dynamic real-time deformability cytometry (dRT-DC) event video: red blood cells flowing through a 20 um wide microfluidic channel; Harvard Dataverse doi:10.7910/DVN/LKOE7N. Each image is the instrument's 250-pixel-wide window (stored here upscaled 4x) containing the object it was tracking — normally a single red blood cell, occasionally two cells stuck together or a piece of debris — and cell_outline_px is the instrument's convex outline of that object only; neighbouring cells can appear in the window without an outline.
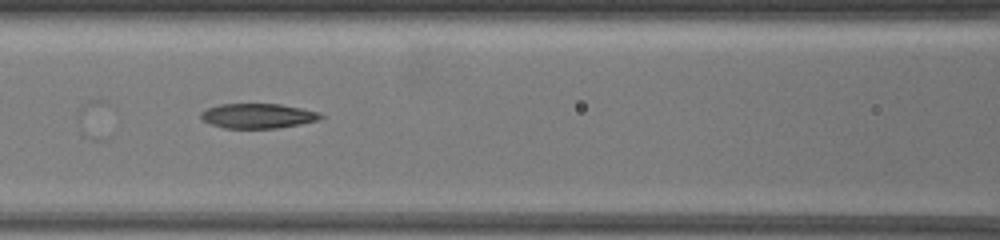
{"species": "common noctule bat (a hibernating species)", "species_latin": "Nyctalus noctula", "temperature_condition": "warm", "stored_images_in_passage": 5, "camera_frame_rate_fps": 3000, "um_per_image_px": 0.085, "animal": {"sex": "female", "body_mass_g": 19.5, "forearm_length_mm": 54.1}, "frame": {"image": 1, "passage_image": 4, "time_ms": 3.0, "image_size_px": [1000, 240], "cell_outline_px": [[324, 116], [316, 120], [300, 124], [276, 128], [224, 128], [212, 124], [204, 120], [200, 116], [200, 112], [208, 108], [220, 104], [280, 104], [320, 112]], "centroid_in_image_um": [21.91, 9.84], "position_along_channel_um": 144.7, "area_um2": 17.11}}